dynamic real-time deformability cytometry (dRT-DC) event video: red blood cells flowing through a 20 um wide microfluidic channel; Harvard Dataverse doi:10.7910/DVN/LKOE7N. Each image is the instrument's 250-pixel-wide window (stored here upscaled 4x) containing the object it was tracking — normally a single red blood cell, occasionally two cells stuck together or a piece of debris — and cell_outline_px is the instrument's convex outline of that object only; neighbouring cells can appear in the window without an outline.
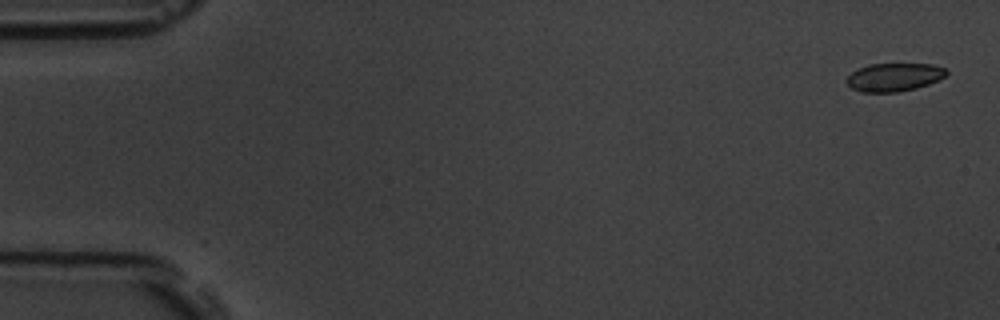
{"species": "common noctule bat (a hibernating species)", "species_latin": "Nyctalus noctula", "temperature_condition": "room temperature", "stored_images_in_passage": 15, "camera_frame_rate_fps": 3000, "um_per_image_px": 0.085, "animal": {"sex": "male", "body_mass_g": 19.5, "forearm_length_mm": 54.6}, "frame": {"image": 1, "passage_image": 1, "time_ms": 0.0, "image_size_px": [1000, 320], "cell_outline_px": [[948, 72], [944, 76], [928, 84], [916, 88], [896, 92], [860, 92], [852, 88], [844, 80], [852, 72], [868, 64], [932, 64], [944, 68]], "centroid_in_image_um": [75.96, 6.56], "position_along_channel_um": 9.0, "area_um2": 16.24}}
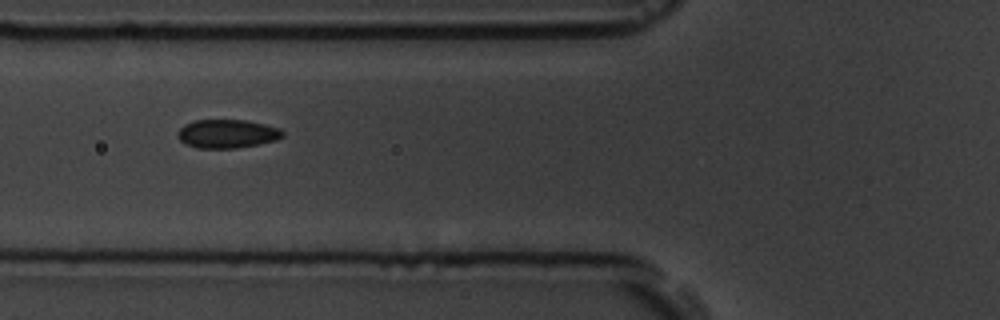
{"frame": {"image": 2, "passage_image": 6, "time_ms": 6.667, "image_size_px": [1000, 320], "cell_outline_px": [[284, 136], [276, 140], [260, 144], [236, 148], [196, 148], [184, 144], [176, 136], [176, 132], [184, 124], [196, 120], [248, 120], [280, 128], [284, 132]], "centroid_in_image_um": [19.29, 11.37], "position_along_channel_um": 106.5, "area_um2": 17.74}}
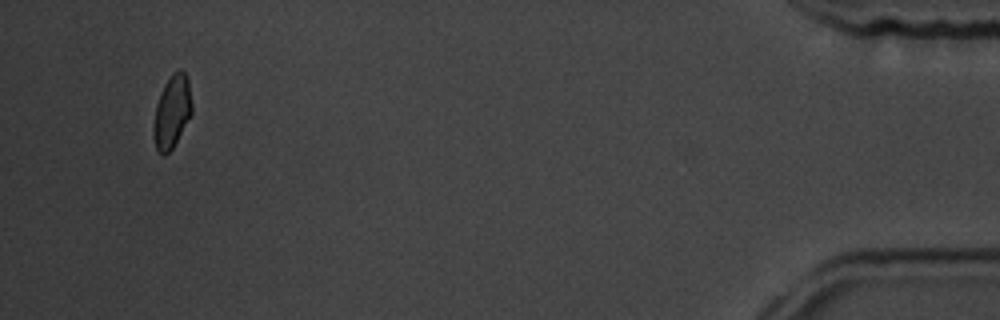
{"frame": {"image": 3, "passage_image": 15, "time_ms": 17.667, "image_size_px": [1000, 320], "cell_outline_px": [[192, 112], [172, 148], [164, 156], [156, 148], [152, 132], [156, 104], [164, 84], [172, 72], [180, 68], [184, 72], [188, 80], [192, 104]], "centroid_in_image_um": [14.6, 9.46], "position_along_channel_um": 420.6, "area_um2": 16.13}, "authors_computed_cell_mechanics": {"area_um2": 17.051, "velocity_mm_per_s": 3.5696, "shape_relaxation_time_tau1_ms": 2.1555, "shape_relaxation_time_tau2_ms": 1.9285, "deformation_change_tau1": 0.0604, "deformation_change_tau2": 0.0367}}